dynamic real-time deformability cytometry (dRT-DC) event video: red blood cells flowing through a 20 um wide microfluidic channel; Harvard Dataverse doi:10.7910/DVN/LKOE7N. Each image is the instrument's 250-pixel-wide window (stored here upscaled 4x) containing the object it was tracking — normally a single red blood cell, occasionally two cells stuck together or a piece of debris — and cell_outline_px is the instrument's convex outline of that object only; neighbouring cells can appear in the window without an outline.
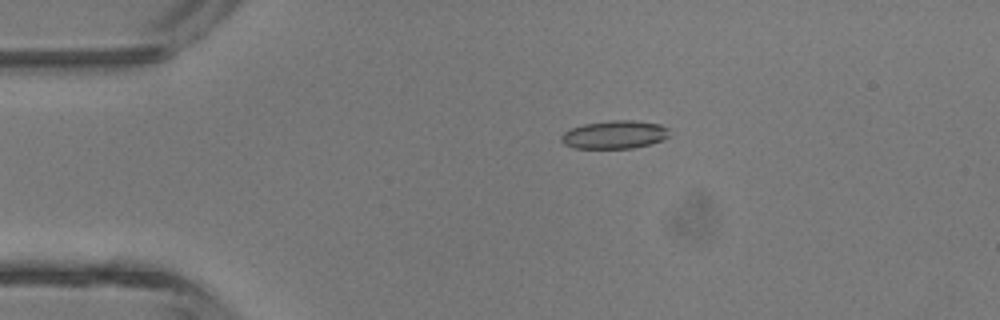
{"species": "common noctule bat (a hibernating species)", "species_latin": "Nyctalus noctula", "temperature_condition": "room temperature", "stored_images_in_passage": 5, "camera_frame_rate_fps": 3000, "um_per_image_px": 0.085, "animal": {"sex": "male", "body_mass_g": 13.3}, "frame": {"image": 1, "passage_image": 3, "time_ms": 2.333, "image_size_px": [1000, 320], "cell_outline_px": [[668, 136], [660, 140], [648, 144], [632, 148], [572, 148], [564, 144], [560, 140], [560, 136], [564, 132], [572, 128], [584, 124], [608, 120], [632, 120], [660, 124], [668, 128]], "centroid_in_image_um": [52.19, 11.44], "position_along_channel_um": 32.8, "area_um2": 17.63}}